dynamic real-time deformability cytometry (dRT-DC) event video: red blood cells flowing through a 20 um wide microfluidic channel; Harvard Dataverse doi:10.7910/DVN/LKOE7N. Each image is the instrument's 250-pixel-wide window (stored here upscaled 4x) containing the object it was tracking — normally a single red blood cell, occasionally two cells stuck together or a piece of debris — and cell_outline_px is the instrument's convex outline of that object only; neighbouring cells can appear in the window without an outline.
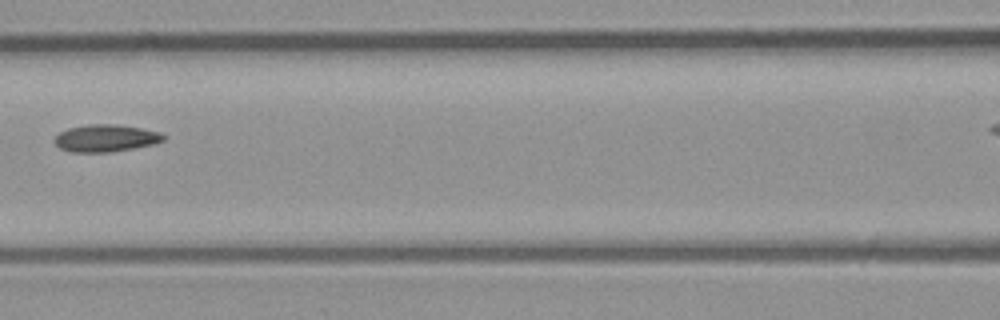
{"species": "common noctule bat (a hibernating species)", "species_latin": "Nyctalus noctula", "temperature_condition": "room temperature", "stored_images_in_passage": 8, "camera_frame_rate_fps": 3000, "um_per_image_px": 0.085, "animal": {"sex": "male", "body_mass_g": 23.1, "forearm_length_mm": 52.7}, "frame": {"image": 1, "passage_image": 7, "time_ms": 2.0, "image_size_px": [1000, 320], "cell_outline_px": [[164, 140], [152, 144], [112, 152], [72, 152], [60, 148], [52, 140], [60, 132], [68, 128], [88, 124], [116, 124], [140, 128], [160, 132], [164, 136]], "centroid_in_image_um": [8.95, 11.74], "position_along_channel_um": 157.7, "area_um2": 17.17}}